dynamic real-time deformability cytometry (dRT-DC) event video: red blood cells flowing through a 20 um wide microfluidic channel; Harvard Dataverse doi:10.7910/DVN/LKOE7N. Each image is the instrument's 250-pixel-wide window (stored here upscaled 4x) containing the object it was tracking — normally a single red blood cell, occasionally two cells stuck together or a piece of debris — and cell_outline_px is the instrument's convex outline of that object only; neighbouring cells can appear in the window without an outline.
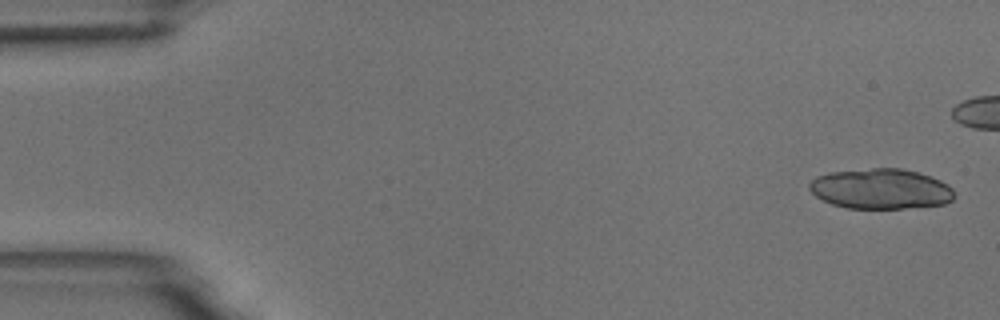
{"species": "common noctule bat (a hibernating species)", "species_latin": "Nyctalus noctula", "temperature_condition": "room temperature", "stored_images_in_passage": 5, "camera_frame_rate_fps": 3000, "um_per_image_px": 0.085, "animal": {"sex": "male", "body_mass_g": 18.8}, "frame": {"image": 1, "passage_image": 1, "time_ms": 0.0, "image_size_px": [1000, 320], "cell_outline_px": [[956, 196], [952, 200], [944, 204], [904, 208], [848, 208], [832, 204], [816, 196], [808, 188], [808, 184], [816, 176], [828, 172], [872, 168], [900, 168], [916, 172], [940, 180], [948, 184], [956, 192]], "centroid_in_image_um": [74.87, 16.05], "position_along_channel_um": 10.1, "area_um2": 34.04}}